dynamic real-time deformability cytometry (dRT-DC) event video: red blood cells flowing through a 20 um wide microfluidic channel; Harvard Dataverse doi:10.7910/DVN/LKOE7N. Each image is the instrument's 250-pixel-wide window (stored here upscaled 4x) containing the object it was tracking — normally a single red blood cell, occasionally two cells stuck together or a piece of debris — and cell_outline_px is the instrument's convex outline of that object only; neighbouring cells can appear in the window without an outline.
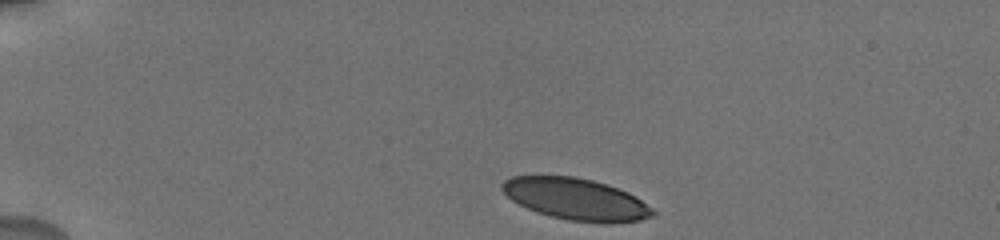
{"species": "human", "species_latin": "Homo sapiens", "temperature_condition": "cold", "stored_images_in_passage": 24, "camera_frame_rate_fps": 3000, "um_per_image_px": 0.085, "donor": {"sex": "male"}, "frame": {"image": 1, "passage_image": 1, "time_ms": 0.0, "image_size_px": [1000, 240], "cell_outline_px": [[656, 212], [652, 216], [640, 220], [568, 220], [536, 212], [512, 200], [500, 188], [500, 184], [504, 180], [512, 176], [572, 176], [592, 180], [608, 184], [628, 192], [636, 196], [652, 208]], "centroid_in_image_um": [48.9, 16.87], "position_along_channel_um": 36.1, "area_um2": 35.6}}
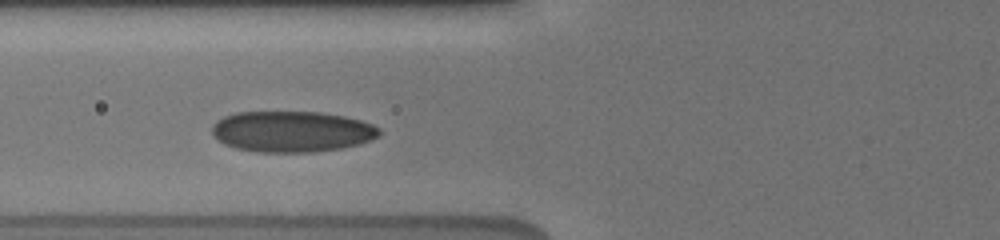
{"frame": {"image": 2, "passage_image": 13, "time_ms": 3.667, "image_size_px": [1000, 240], "cell_outline_px": [[380, 136], [356, 144], [340, 148], [312, 152], [256, 152], [236, 148], [224, 144], [216, 140], [212, 132], [212, 124], [216, 120], [224, 116], [236, 112], [320, 112], [344, 116], [360, 120], [372, 124], [380, 128]], "centroid_in_image_um": [24.76, 11.17], "position_along_channel_um": 101.0, "area_um2": 40.0}}
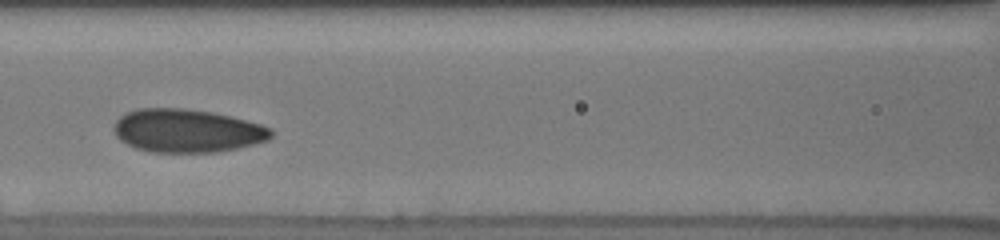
{"frame": {"image": 3, "passage_image": 18, "time_ms": 5.0, "image_size_px": [1000, 240], "cell_outline_px": [[272, 136], [268, 140], [236, 148], [216, 152], [152, 152], [136, 148], [120, 140], [116, 136], [112, 128], [116, 120], [124, 112], [136, 108], [184, 108], [212, 112], [260, 124], [272, 128]], "centroid_in_image_um": [15.85, 11.1], "position_along_channel_um": 150.8, "area_um2": 39.65}}